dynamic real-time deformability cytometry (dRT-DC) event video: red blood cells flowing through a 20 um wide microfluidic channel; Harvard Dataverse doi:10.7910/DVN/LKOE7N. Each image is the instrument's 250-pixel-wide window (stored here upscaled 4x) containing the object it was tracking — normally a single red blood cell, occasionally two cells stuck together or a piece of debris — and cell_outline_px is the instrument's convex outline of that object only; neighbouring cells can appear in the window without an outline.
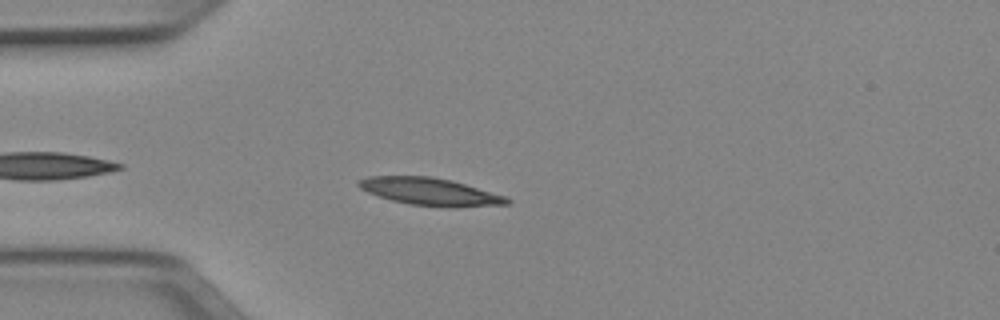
{"species": "Egyptian fruit bat (a non-hibernating species)", "species_latin": "Rousettus aegyptiacus", "temperature_condition": "cold", "stored_images_in_passage": 42, "camera_frame_rate_fps": 3000, "um_per_image_px": 0.085, "animal": {"sex": "female"}, "frame": {"image": 1, "passage_image": 5, "time_ms": 1.333, "image_size_px": [1000, 320], "cell_outline_px": [[512, 200], [508, 204], [456, 208], [448, 208], [408, 204], [392, 200], [368, 192], [360, 188], [356, 184], [356, 180], [368, 176], [432, 176], [452, 180], [508, 196]], "centroid_in_image_um": [36.61, 16.29], "position_along_channel_um": 48.4, "area_um2": 24.16}}
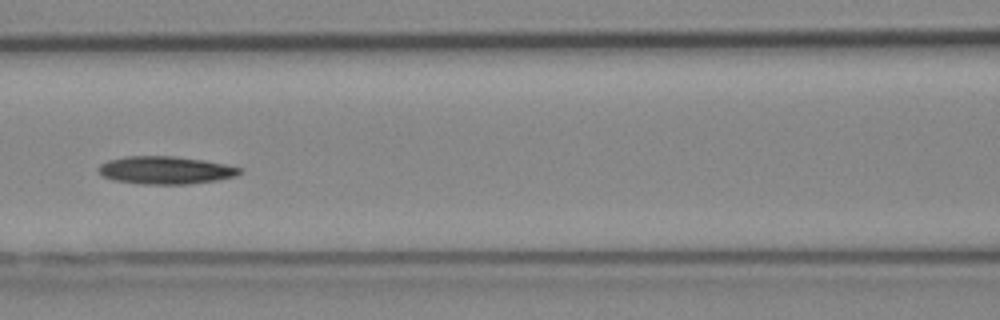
{"frame": {"image": 2, "passage_image": 14, "time_ms": 4.333, "image_size_px": [1000, 320], "cell_outline_px": [[244, 172], [236, 176], [216, 180], [188, 184], [140, 184], [112, 180], [100, 176], [96, 168], [100, 164], [108, 160], [124, 156], [176, 156], [204, 160], [244, 168]], "centroid_in_image_um": [14.04, 14.46], "position_along_channel_um": 152.6, "area_um2": 23.24}}
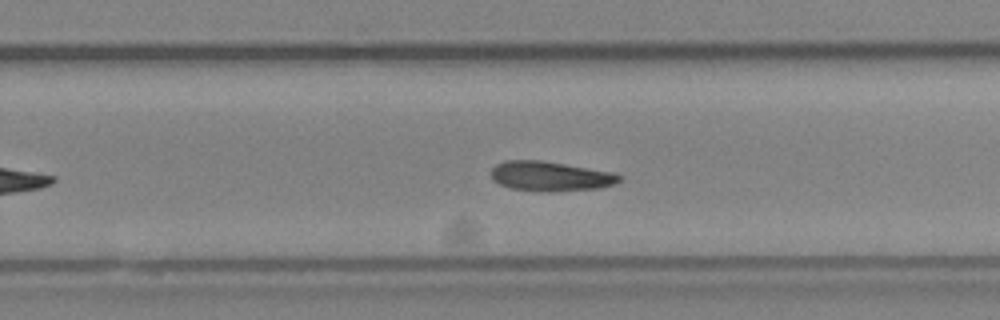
{"frame": {"image": 3, "passage_image": 24, "time_ms": 7.667, "image_size_px": [1000, 320], "cell_outline_px": [[620, 180], [612, 184], [600, 188], [552, 192], [544, 192], [512, 188], [500, 184], [492, 180], [492, 168], [496, 164], [504, 160], [540, 160], [616, 172], [620, 176]], "centroid_in_image_um": [46.78, 14.98], "position_along_channel_um": 283.0, "area_um2": 22.25}}